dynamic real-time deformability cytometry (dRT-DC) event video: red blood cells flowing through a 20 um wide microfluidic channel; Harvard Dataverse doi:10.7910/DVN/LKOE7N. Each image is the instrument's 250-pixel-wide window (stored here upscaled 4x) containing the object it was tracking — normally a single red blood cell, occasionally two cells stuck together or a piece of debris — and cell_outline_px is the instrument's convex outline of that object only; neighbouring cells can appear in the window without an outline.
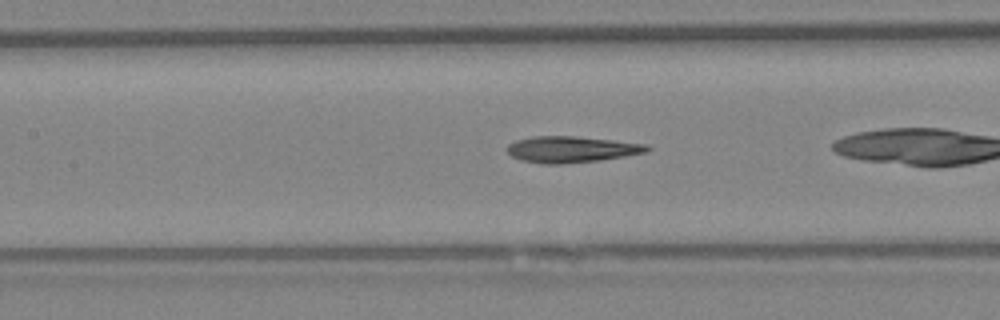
{"species": "Egyptian fruit bat (a non-hibernating species)", "species_latin": "Rousettus aegyptiacus", "temperature_condition": "warm", "stored_images_in_passage": 45, "camera_frame_rate_fps": 3000, "um_per_image_px": 0.085, "animal": {"sex": "female"}, "frame": {"image": 1, "passage_image": 25, "time_ms": 8.0, "image_size_px": [1000, 320], "cell_outline_px": [[652, 148], [648, 152], [600, 160], [560, 164], [540, 164], [520, 160], [512, 156], [504, 148], [508, 144], [516, 140], [532, 136], [576, 136], [648, 144]], "centroid_in_image_um": [48.55, 12.69], "position_along_channel_um": 158.8, "area_um2": 21.62}}
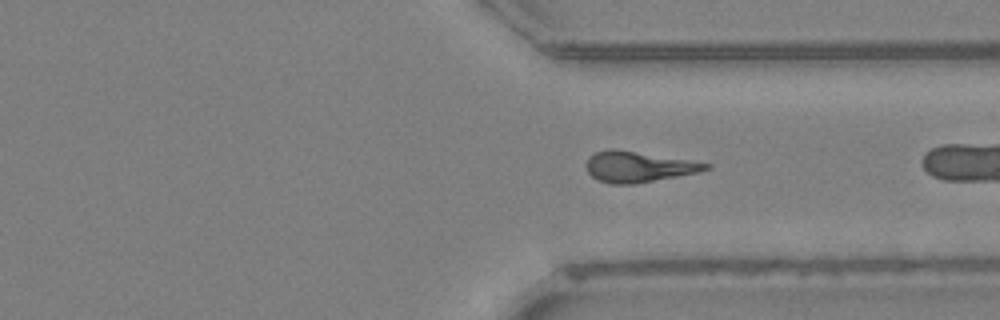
{"frame": {"image": 2, "passage_image": 43, "time_ms": 14.0, "image_size_px": [1000, 320], "cell_outline_px": [[712, 164], [708, 168], [700, 172], [632, 184], [612, 184], [596, 180], [588, 172], [584, 164], [588, 156], [596, 152], [608, 148], [616, 148]], "centroid_in_image_um": [54.18, 14.16], "position_along_channel_um": 357.2, "area_um2": 21.44}}